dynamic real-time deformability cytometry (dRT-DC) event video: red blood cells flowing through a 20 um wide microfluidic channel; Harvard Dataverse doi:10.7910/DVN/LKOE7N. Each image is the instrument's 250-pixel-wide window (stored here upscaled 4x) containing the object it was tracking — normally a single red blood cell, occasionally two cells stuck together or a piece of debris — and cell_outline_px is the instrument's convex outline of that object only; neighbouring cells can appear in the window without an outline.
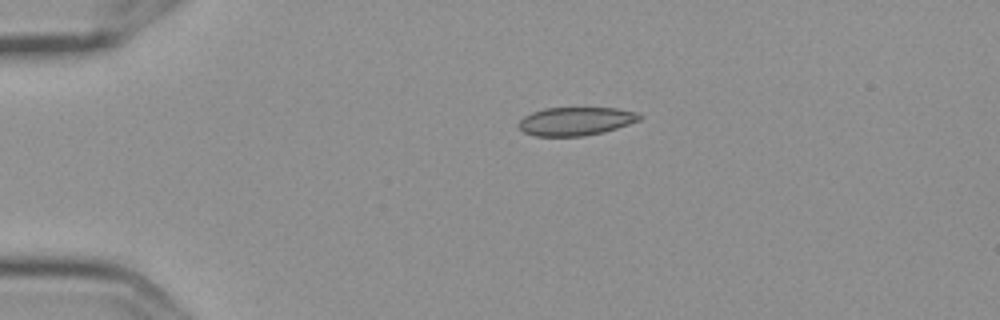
{"species": "Egyptian fruit bat (a non-hibernating species)", "species_latin": "Rousettus aegyptiacus", "temperature_condition": "cold", "stored_images_in_passage": 5, "camera_frame_rate_fps": 3000, "um_per_image_px": 0.085, "frame": {"image": 1, "passage_image": 5, "time_ms": 1.333, "image_size_px": [1000, 320], "cell_outline_px": [[644, 116], [640, 120], [604, 132], [584, 136], [536, 136], [524, 132], [516, 124], [524, 116], [532, 112], [544, 108], [616, 108], [636, 112]], "centroid_in_image_um": [48.93, 10.3], "position_along_channel_um": 36.1, "area_um2": 20.0}}